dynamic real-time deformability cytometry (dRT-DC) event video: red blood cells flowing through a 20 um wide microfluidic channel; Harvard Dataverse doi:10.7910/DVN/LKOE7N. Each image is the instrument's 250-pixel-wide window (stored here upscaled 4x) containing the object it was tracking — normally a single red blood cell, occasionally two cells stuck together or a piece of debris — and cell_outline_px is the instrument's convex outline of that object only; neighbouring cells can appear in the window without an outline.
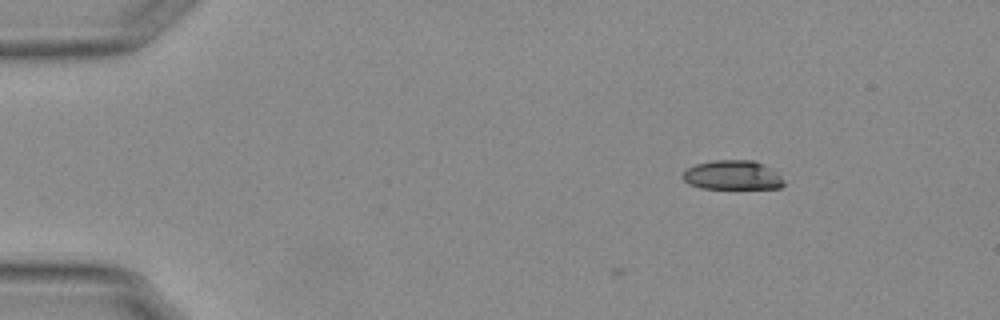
{"species": "Egyptian fruit bat (a non-hibernating species)", "species_latin": "Rousettus aegyptiacus", "temperature_condition": "warm", "stored_images_in_passage": 5, "camera_frame_rate_fps": 3000, "um_per_image_px": 0.085, "animal": {"sex": "female"}, "frame": {"image": 1, "passage_image": 1, "time_ms": 0.0, "image_size_px": [1000, 320], "cell_outline_px": [[784, 184], [780, 188], [700, 188], [688, 184], [680, 176], [688, 168], [696, 164], [712, 160], [752, 160], [764, 164], [780, 176], [784, 180]], "centroid_in_image_um": [62.23, 14.88], "position_along_channel_um": 22.8, "area_um2": 17.22}}